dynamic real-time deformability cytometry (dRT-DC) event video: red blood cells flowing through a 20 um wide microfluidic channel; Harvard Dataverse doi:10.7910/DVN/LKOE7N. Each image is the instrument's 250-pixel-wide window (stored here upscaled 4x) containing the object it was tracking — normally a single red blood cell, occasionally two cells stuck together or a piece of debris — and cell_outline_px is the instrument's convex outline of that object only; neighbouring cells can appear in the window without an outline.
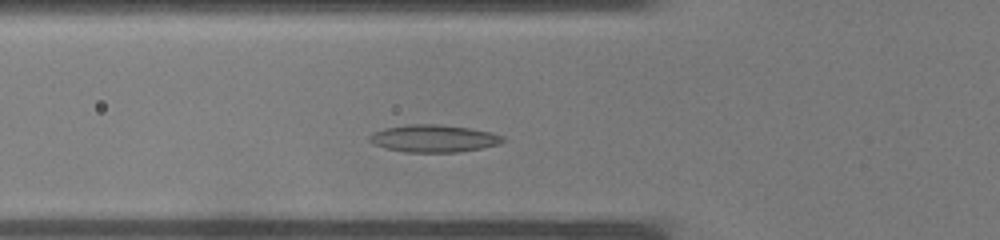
{"species": "common noctule bat (a hibernating species)", "species_latin": "Nyctalus noctula", "temperature_condition": "warm", "stored_images_in_passage": 30, "camera_frame_rate_fps": 3000, "um_per_image_px": 0.085, "animal": {"sex": "male", "body_mass_g": 19.0, "forearm_length_mm": 50.8}, "frame": {"image": 1, "passage_image": 5, "time_ms": 1.333, "image_size_px": [1000, 240], "cell_outline_px": [[508, 140], [500, 144], [480, 148], [456, 152], [404, 152], [372, 144], [368, 140], [368, 136], [384, 128], [408, 124], [440, 124], [468, 128], [492, 132], [504, 136]], "centroid_in_image_um": [36.89, 11.76], "position_along_channel_um": 88.9, "area_um2": 21.33}}
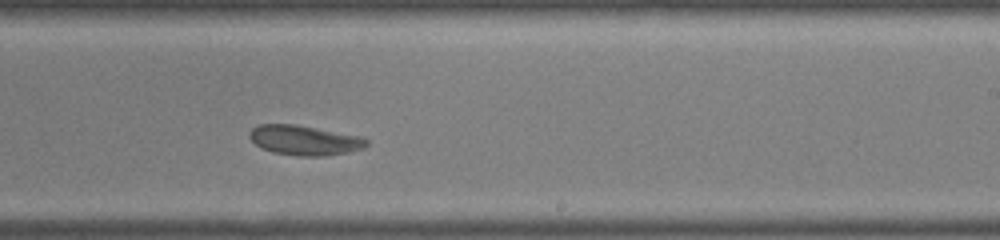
{"frame": {"image": 2, "passage_image": 15, "time_ms": 4.667, "image_size_px": [1000, 240], "cell_outline_px": [[368, 144], [364, 148], [348, 152], [324, 156], [296, 156], [272, 152], [256, 144], [248, 136], [248, 132], [252, 128], [260, 124], [292, 124], [364, 136], [368, 140]], "centroid_in_image_um": [25.91, 11.92], "position_along_channel_um": 263.1, "area_um2": 20.4}}
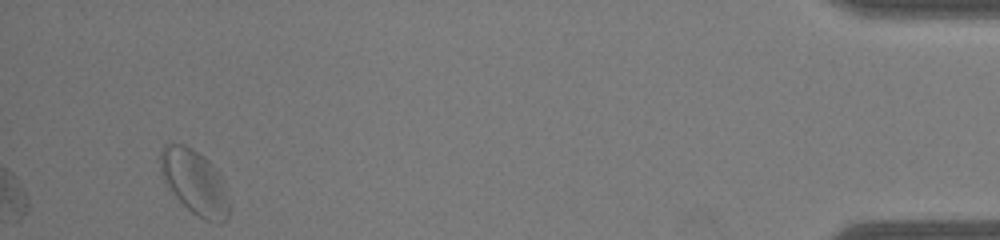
{"frame": {"image": 3, "passage_image": 28, "time_ms": 9.0, "image_size_px": [1000, 240], "cell_outline_px": [[232, 204], [228, 216], [220, 224], [216, 224], [204, 220], [192, 212], [176, 196], [164, 180], [160, 172], [160, 152], [164, 144], [184, 144], [192, 148], [204, 156], [220, 172], [228, 188]], "centroid_in_image_um": [16.63, 15.5], "position_along_channel_um": 418.6, "area_um2": 26.47}}